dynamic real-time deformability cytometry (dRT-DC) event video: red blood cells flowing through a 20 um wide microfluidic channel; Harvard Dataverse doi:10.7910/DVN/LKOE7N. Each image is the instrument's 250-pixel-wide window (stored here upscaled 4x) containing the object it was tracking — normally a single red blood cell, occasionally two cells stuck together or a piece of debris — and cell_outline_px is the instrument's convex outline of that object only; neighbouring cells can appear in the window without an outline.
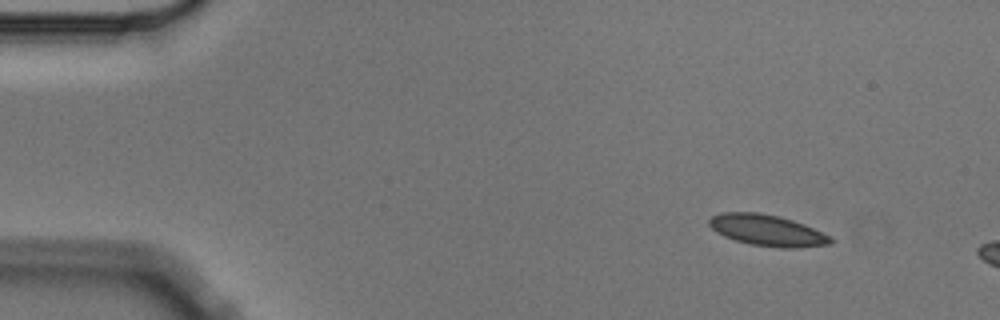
{"species": "Egyptian fruit bat (a non-hibernating species)", "species_latin": "Rousettus aegyptiacus", "temperature_condition": "cold", "stored_images_in_passage": 3, "camera_frame_rate_fps": 3000, "um_per_image_px": 0.085, "animal": {"sex": "male"}, "frame": {"image": 1, "passage_image": 1, "time_ms": 0.0, "image_size_px": [1000, 320], "cell_outline_px": [[836, 240], [832, 244], [796, 248], [780, 248], [752, 244], [736, 240], [724, 236], [716, 232], [708, 224], [708, 220], [712, 216], [720, 212], [756, 212], [780, 216], [804, 224], [832, 236]], "centroid_in_image_um": [65.25, 19.58], "position_along_channel_um": 19.7, "area_um2": 22.25}}